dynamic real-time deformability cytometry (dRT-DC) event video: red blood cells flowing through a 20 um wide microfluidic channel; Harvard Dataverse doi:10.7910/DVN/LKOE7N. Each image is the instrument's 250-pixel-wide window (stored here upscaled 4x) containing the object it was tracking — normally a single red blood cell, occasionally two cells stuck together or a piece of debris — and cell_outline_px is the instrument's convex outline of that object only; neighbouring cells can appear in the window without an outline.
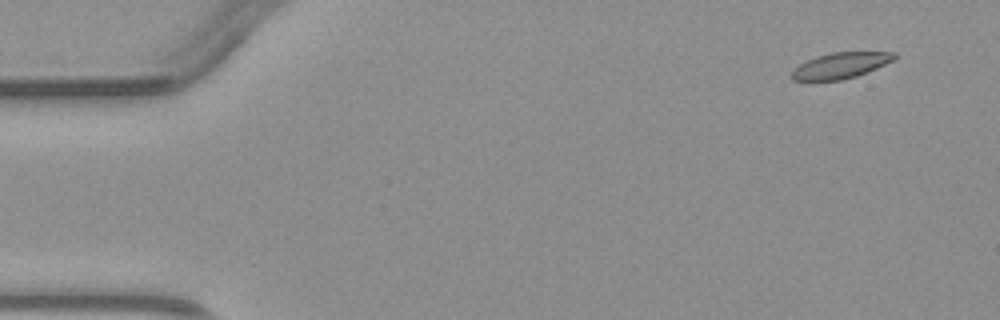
{"species": "common noctule bat (a hibernating species)", "species_latin": "Nyctalus noctula", "temperature_condition": "warm", "stored_images_in_passage": 3, "camera_frame_rate_fps": 3000, "um_per_image_px": 0.085, "animal": {"sex": "male", "body_mass_g": 23.1, "forearm_length_mm": 52.7}, "frame": {"image": 1, "passage_image": 1, "time_ms": 0.0, "image_size_px": [1000, 320], "cell_outline_px": [[896, 56], [892, 60], [876, 68], [856, 76], [840, 80], [792, 80], [792, 72], [800, 64], [816, 56], [832, 52], [896, 52]], "centroid_in_image_um": [71.45, 5.56], "position_along_channel_um": 13.6, "area_um2": 15.09}}